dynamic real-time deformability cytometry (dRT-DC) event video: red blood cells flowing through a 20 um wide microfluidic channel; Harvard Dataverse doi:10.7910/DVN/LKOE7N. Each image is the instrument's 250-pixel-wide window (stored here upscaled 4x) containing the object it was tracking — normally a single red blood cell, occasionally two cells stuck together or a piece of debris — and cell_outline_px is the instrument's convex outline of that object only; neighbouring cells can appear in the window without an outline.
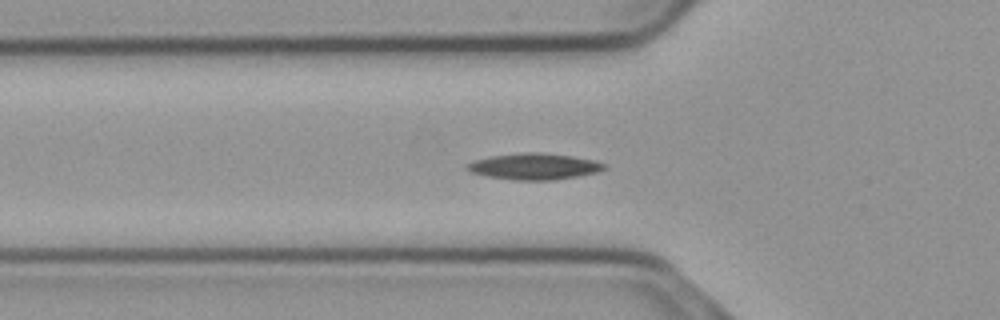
{"species": "common noctule bat (a hibernating species)", "species_latin": "Nyctalus noctula", "temperature_condition": "cold", "stored_images_in_passage": 45, "camera_frame_rate_fps": 3000, "um_per_image_px": 0.085, "animal": {"sex": "male", "body_mass_g": 23.1, "forearm_length_mm": 52.7}, "frame": {"image": 1, "passage_image": 11, "time_ms": 3.333, "image_size_px": [1000, 320], "cell_outline_px": [[608, 168], [596, 172], [576, 176], [552, 180], [512, 180], [484, 176], [468, 172], [464, 168], [464, 164], [476, 160], [492, 156], [528, 152], [540, 152], [572, 156], [596, 160], [608, 164]], "centroid_in_image_um": [45.39, 14.15], "position_along_channel_um": 80.4, "area_um2": 21.21}}
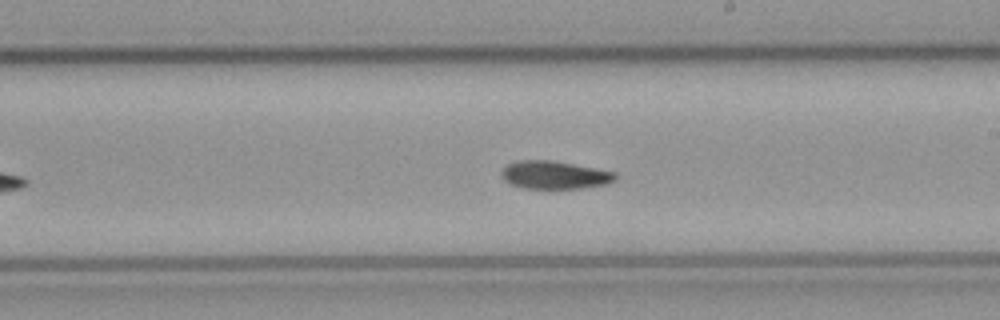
{"frame": {"image": 2, "passage_image": 24, "time_ms": 7.667, "image_size_px": [1000, 320], "cell_outline_px": [[616, 180], [608, 184], [584, 188], [524, 188], [512, 184], [504, 180], [500, 176], [500, 172], [508, 164], [520, 160], [552, 160], [616, 172]], "centroid_in_image_um": [47.15, 14.87], "position_along_channel_um": 241.8, "area_um2": 18.55}}
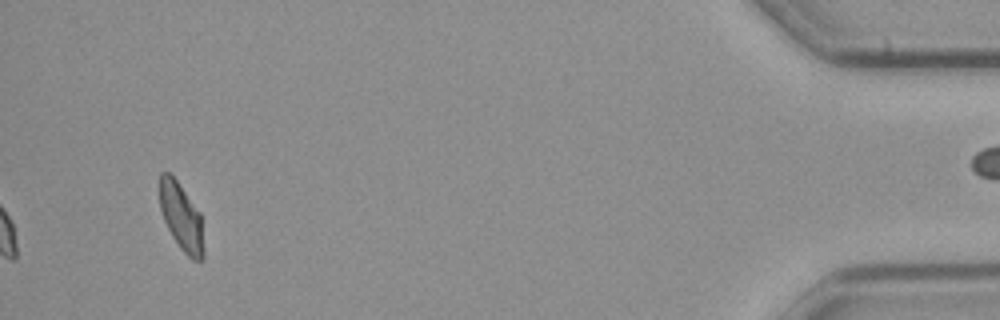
{"frame": {"image": 3, "passage_image": 45, "time_ms": 14.667, "image_size_px": [1000, 320], "cell_outline_px": [[204, 260], [192, 260], [180, 248], [172, 236], [164, 220], [160, 208], [160, 172], [168, 172], [176, 180], [200, 212], [204, 248]], "centroid_in_image_um": [15.43, 18.47], "position_along_channel_um": 419.8, "area_um2": 17.17}}